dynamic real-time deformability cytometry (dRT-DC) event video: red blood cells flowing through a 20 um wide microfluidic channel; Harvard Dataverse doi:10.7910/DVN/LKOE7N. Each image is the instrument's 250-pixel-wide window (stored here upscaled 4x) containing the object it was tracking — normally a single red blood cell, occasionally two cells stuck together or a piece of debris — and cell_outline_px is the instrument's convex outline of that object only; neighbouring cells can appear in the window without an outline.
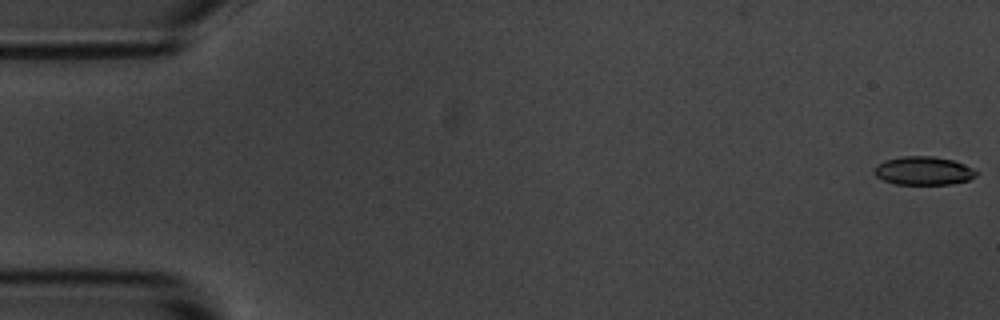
{"species": "common noctule bat (a hibernating species)", "species_latin": "Nyctalus noctula", "temperature_condition": "room temperature", "stored_images_in_passage": 9, "camera_frame_rate_fps": 3000, "um_per_image_px": 0.085, "animal": {"sex": "male", "body_mass_g": 20.1, "forearm_length_mm": 53.5}, "frame": {"image": 1, "passage_image": 1, "time_ms": 0.0, "image_size_px": [1000, 320], "cell_outline_px": [[976, 176], [968, 180], [952, 184], [896, 184], [884, 180], [876, 176], [872, 172], [876, 164], [884, 160], [900, 156], [932, 156], [952, 160], [964, 164], [972, 168], [976, 172]], "centroid_in_image_um": [78.45, 14.51], "position_along_channel_um": 6.6, "area_um2": 16.94}}
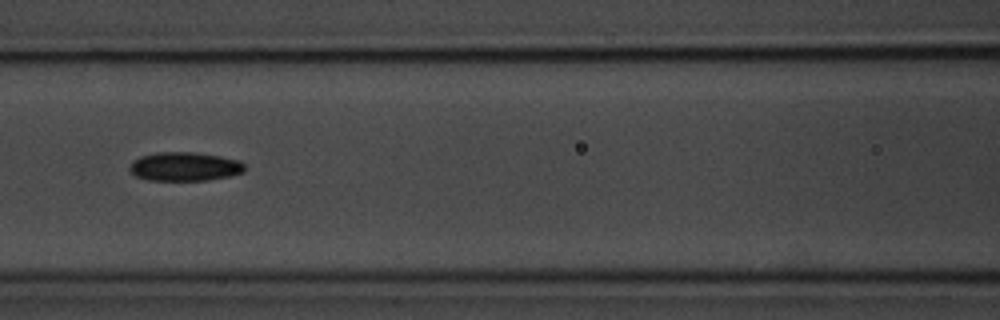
{"frame": {"image": 2, "passage_image": 7, "time_ms": 7.667, "image_size_px": [1000, 320], "cell_outline_px": [[244, 172], [228, 176], [208, 180], [148, 180], [136, 176], [128, 168], [132, 160], [140, 156], [156, 152], [192, 152], [220, 156], [240, 160], [244, 164]], "centroid_in_image_um": [15.67, 14.15], "position_along_channel_um": 150.9, "area_um2": 19.36}}
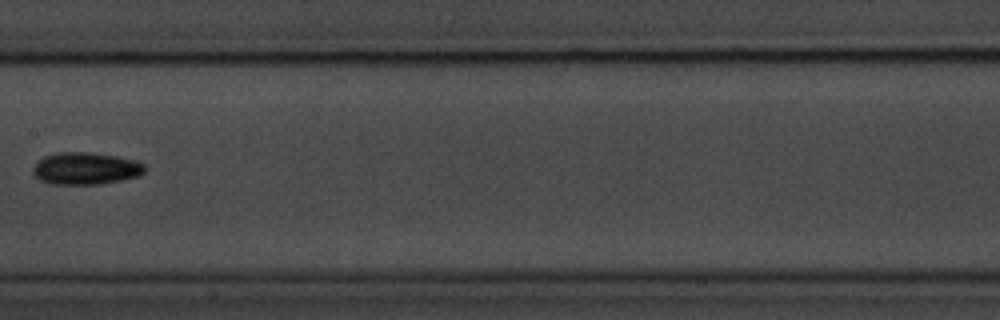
{"frame": {"image": 3, "passage_image": 8, "time_ms": 9.0, "image_size_px": [1000, 320], "cell_outline_px": [[144, 172], [140, 176], [100, 184], [48, 184], [40, 180], [32, 172], [32, 168], [36, 160], [44, 156], [56, 152], [88, 152], [116, 156], [136, 160], [144, 164]], "centroid_in_image_um": [7.24, 14.31], "position_along_channel_um": 200.2, "area_um2": 21.15}}